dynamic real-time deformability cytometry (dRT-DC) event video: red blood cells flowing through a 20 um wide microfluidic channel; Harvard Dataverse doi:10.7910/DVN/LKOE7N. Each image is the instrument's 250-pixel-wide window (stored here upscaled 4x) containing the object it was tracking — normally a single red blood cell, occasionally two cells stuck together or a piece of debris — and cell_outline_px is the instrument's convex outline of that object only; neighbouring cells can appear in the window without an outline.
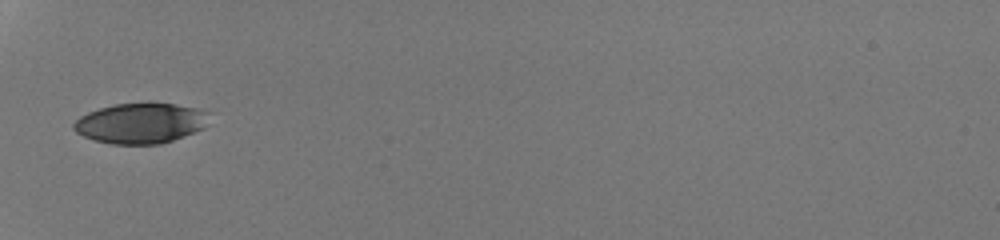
{"species": "human", "species_latin": "Homo sapiens", "temperature_condition": "room temperature", "stored_images_in_passage": 31, "camera_frame_rate_fps": 3000, "um_per_image_px": 0.085, "donor": {"sex": "male"}, "frame": {"image": 1, "passage_image": 1, "time_ms": 0.0, "image_size_px": [1000, 240], "cell_outline_px": [[208, 112], [204, 128], [172, 140], [160, 144], [112, 144], [96, 140], [84, 136], [76, 132], [72, 128], [72, 124], [80, 116], [88, 112], [100, 108], [116, 104], [148, 100], [176, 104], [196, 108]], "centroid_in_image_um": [11.93, 10.43], "position_along_channel_um": 73.1, "area_um2": 32.19}}
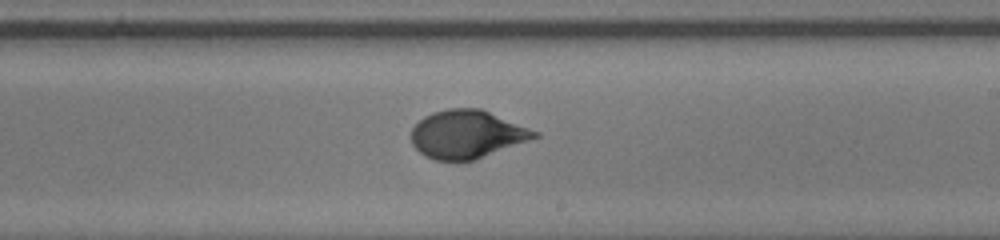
{"frame": {"image": 2, "passage_image": 14, "time_ms": 4.333, "image_size_px": [1000, 240], "cell_outline_px": [[540, 136], [476, 160], [432, 160], [424, 156], [412, 144], [412, 128], [424, 116], [432, 112], [448, 108], [480, 108], [540, 132]], "centroid_in_image_um": [39.69, 11.41], "position_along_channel_um": 249.3, "area_um2": 34.56}}
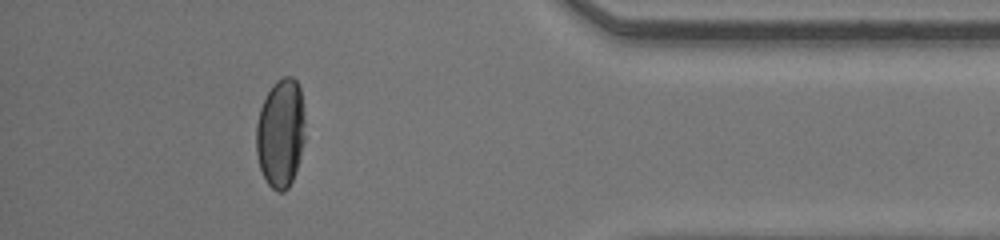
{"frame": {"image": 3, "passage_image": 27, "time_ms": 8.667, "image_size_px": [1000, 240], "cell_outline_px": [[304, 140], [296, 172], [288, 188], [284, 192], [276, 192], [268, 184], [260, 168], [256, 152], [256, 124], [260, 108], [272, 84], [276, 80], [284, 76], [292, 76], [296, 80], [300, 88], [304, 120]], "centroid_in_image_um": [23.84, 11.32], "position_along_channel_um": 411.4, "area_um2": 31.04}, "authors_computed_cell_mechanics": {"area_um2": 33.813, "velocity_mm_per_s": 4.2651, "shape_relaxation_time_tau1_ms": 4.2818, "shape_relaxation_time_tau2_ms": null, "deformation_change_tau1": 0.174, "deformation_change_tau2": null}}